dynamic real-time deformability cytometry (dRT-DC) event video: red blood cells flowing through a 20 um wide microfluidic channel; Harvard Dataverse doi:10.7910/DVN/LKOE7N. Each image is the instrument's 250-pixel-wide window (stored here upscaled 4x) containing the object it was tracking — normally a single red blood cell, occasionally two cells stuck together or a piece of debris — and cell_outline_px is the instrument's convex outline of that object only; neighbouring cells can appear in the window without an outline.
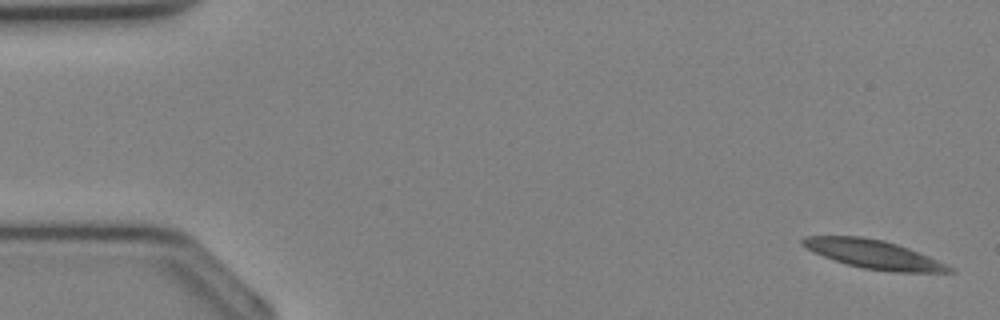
{"species": "Egyptian fruit bat (a non-hibernating species)", "species_latin": "Rousettus aegyptiacus", "temperature_condition": "cold", "stored_images_in_passage": 35, "camera_frame_rate_fps": 3000, "um_per_image_px": 0.085, "animal": {"sex": "female"}, "frame": {"image": 1, "passage_image": 1, "time_ms": 0.0, "image_size_px": [1000, 320], "cell_outline_px": [[956, 272], [892, 272], [864, 268], [848, 264], [824, 256], [800, 244], [800, 240], [804, 236], [860, 236], [884, 240], [908, 248], [928, 256], [956, 268]], "centroid_in_image_um": [74.3, 21.61], "position_along_channel_um": 10.7, "area_um2": 24.22}}
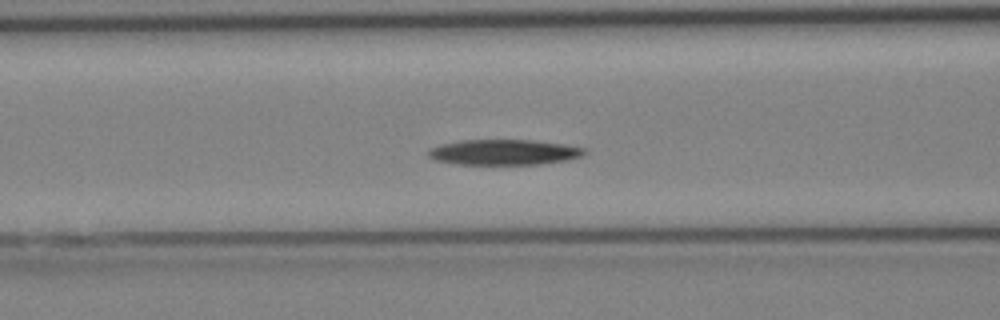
{"frame": {"image": 2, "passage_image": 14, "time_ms": 4.333, "image_size_px": [1000, 320], "cell_outline_px": [[588, 148], [580, 156], [568, 160], [536, 164], [456, 164], [436, 160], [428, 156], [428, 152], [432, 148], [440, 144], [460, 140], [532, 140], [564, 144]], "centroid_in_image_um": [42.84, 12.93], "position_along_channel_um": 123.8, "area_um2": 23.0}}
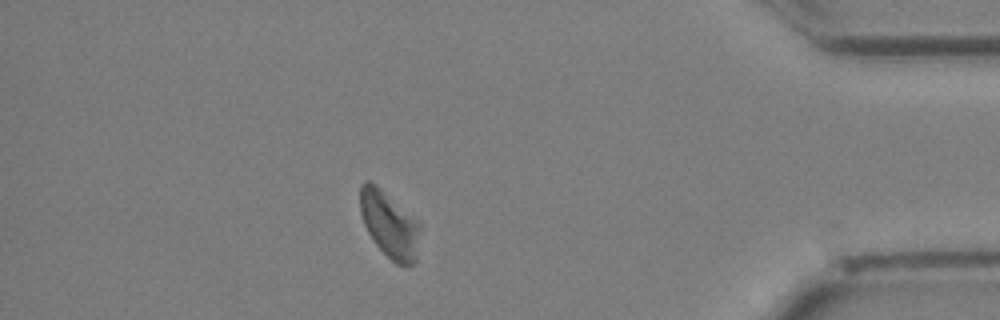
{"frame": {"image": 3, "passage_image": 31, "time_ms": 10.0, "image_size_px": [1000, 320], "cell_outline_px": [[420, 228], [416, 260], [412, 264], [396, 264], [376, 244], [368, 232], [364, 224], [360, 212], [360, 184], [364, 180], [368, 180], [376, 184], [420, 224]], "centroid_in_image_um": [33.07, 19.06], "position_along_channel_um": 402.1, "area_um2": 22.66}}